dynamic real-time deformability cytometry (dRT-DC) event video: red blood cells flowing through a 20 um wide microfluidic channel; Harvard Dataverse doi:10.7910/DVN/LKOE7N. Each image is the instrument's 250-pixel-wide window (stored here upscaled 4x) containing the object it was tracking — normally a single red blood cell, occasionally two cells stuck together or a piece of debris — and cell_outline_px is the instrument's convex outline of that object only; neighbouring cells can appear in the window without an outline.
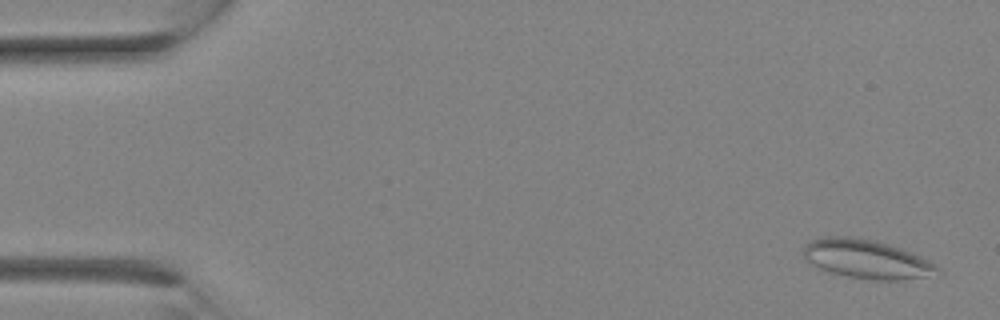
{"species": "Egyptian fruit bat (a non-hibernating species)", "species_latin": "Rousettus aegyptiacus", "temperature_condition": "room temperature", "stored_images_in_passage": 27, "camera_frame_rate_fps": 3000, "um_per_image_px": 0.085, "animal": {"sex": "female"}, "frame": {"image": 1, "passage_image": 1, "time_ms": 0.0, "image_size_px": [1000, 320], "cell_outline_px": [[940, 272], [924, 276], [900, 280], [872, 280], [848, 276], [832, 272], [820, 268], [804, 260], [804, 244], [808, 240], [820, 236], [852, 236], [876, 240], [900, 248], [928, 260], [936, 264], [940, 268]], "centroid_in_image_um": [73.6, 22.0], "position_along_channel_um": 11.4, "area_um2": 30.35}}
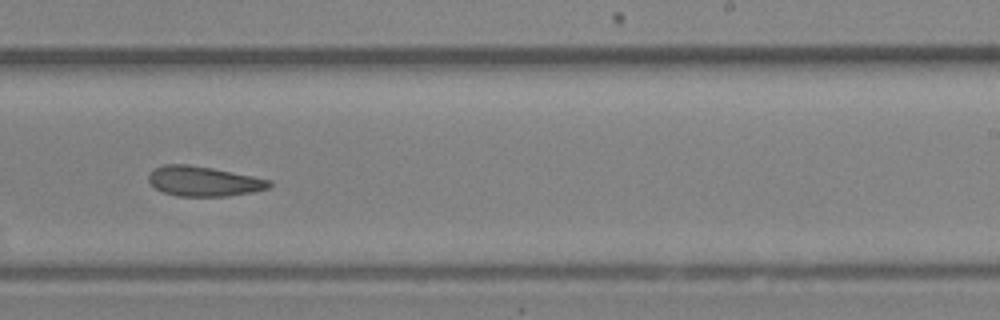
{"frame": {"image": 2, "passage_image": 17, "time_ms": 5.333, "image_size_px": [1000, 320], "cell_outline_px": [[272, 184], [268, 188], [252, 192], [228, 196], [176, 196], [164, 192], [156, 188], [148, 180], [148, 176], [156, 168], [164, 164], [188, 164], [212, 168], [272, 180]], "centroid_in_image_um": [17.33, 15.41], "position_along_channel_um": 271.7, "area_um2": 20.87}}
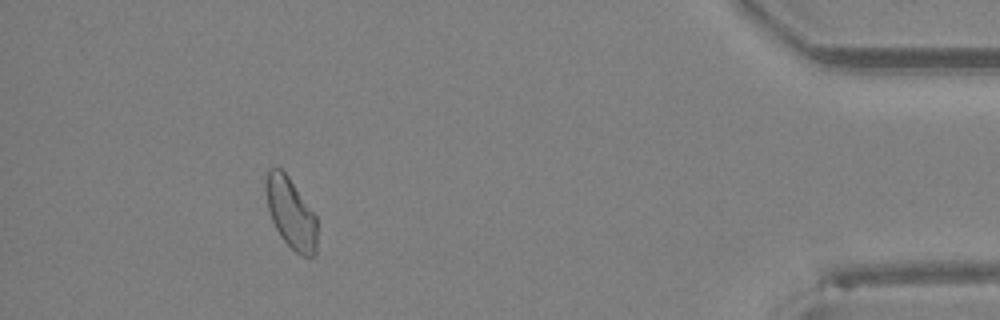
{"frame": {"image": 3, "passage_image": 25, "time_ms": 8.0, "image_size_px": [1000, 320], "cell_outline_px": [[316, 252], [308, 260], [300, 256], [280, 236], [272, 220], [268, 208], [264, 192], [264, 180], [268, 168], [280, 168], [288, 176], [316, 216]], "centroid_in_image_um": [24.7, 18.11], "position_along_channel_um": 410.5, "area_um2": 21.21}}